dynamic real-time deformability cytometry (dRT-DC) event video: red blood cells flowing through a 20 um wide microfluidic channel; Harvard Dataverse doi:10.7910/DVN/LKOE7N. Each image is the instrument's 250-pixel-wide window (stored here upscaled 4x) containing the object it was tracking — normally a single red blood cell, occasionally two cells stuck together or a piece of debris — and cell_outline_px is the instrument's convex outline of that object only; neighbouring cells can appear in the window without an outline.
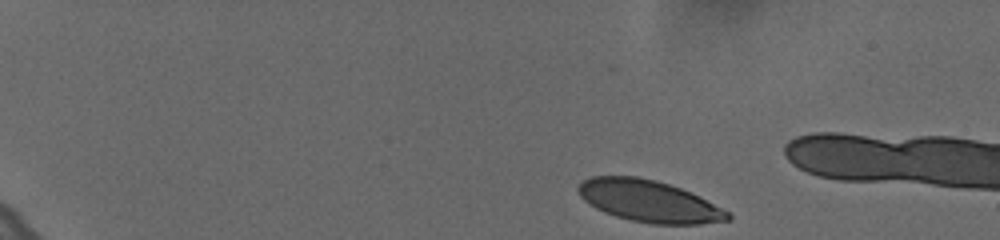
{"species": "human", "species_latin": "Homo sapiens", "temperature_condition": "cold", "stored_images_in_passage": 12, "camera_frame_rate_fps": 3000, "um_per_image_px": 0.085, "donor": {"sex": "female"}, "frame": {"image": 1, "passage_image": 1, "time_ms": 0.0, "image_size_px": [1000, 240], "cell_outline_px": [[732, 220], [700, 224], [652, 224], [632, 220], [616, 216], [604, 212], [596, 208], [584, 200], [580, 196], [576, 188], [584, 180], [592, 176], [636, 176], [656, 180], [680, 188], [728, 212], [732, 216]], "centroid_in_image_um": [55.12, 17.1], "position_along_channel_um": 29.9, "area_um2": 35.89}}